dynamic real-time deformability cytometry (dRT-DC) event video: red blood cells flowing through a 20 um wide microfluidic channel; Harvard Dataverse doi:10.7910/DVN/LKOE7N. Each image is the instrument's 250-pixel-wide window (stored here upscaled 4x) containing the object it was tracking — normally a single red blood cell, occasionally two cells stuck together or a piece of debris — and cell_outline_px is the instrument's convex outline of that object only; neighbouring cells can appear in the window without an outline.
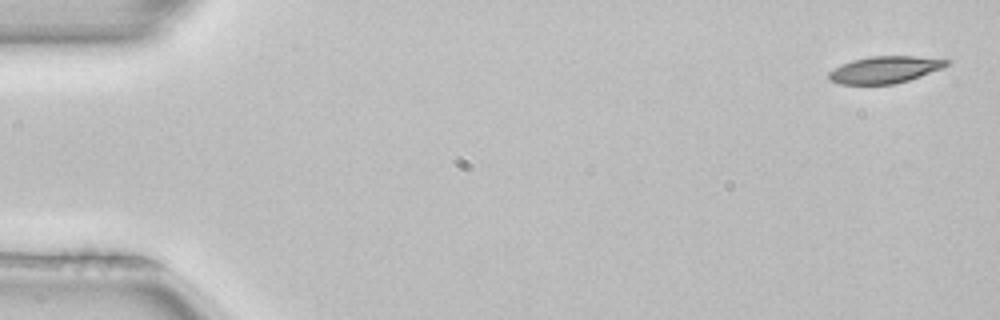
{"species": "common noctule bat (a hibernating species)", "species_latin": "Nyctalus noctula", "temperature_condition": "room temperature", "stored_images_in_passage": 4, "camera_frame_rate_fps": 3000, "um_per_image_px": 0.085, "animal": {"sex": "female", "body_mass_g": 22.7, "forearm_length_mm": 54.2}, "frame": {"image": 1, "passage_image": 1, "time_ms": 0.0, "image_size_px": [1000, 320], "cell_outline_px": [[952, 60], [948, 64], [940, 68], [920, 76], [896, 84], [840, 84], [828, 80], [828, 72], [840, 64], [852, 60], [872, 56], [916, 56]], "centroid_in_image_um": [75.16, 5.92], "position_along_channel_um": 9.8, "area_um2": 18.44}}
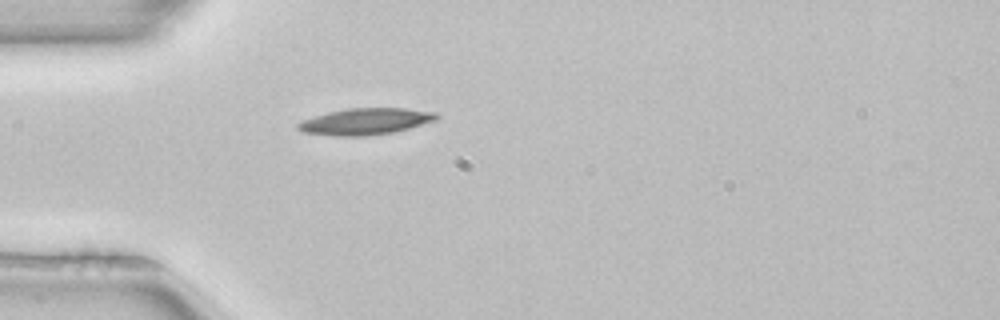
{"frame": {"image": 2, "passage_image": 4, "time_ms": 1.0, "image_size_px": [1000, 320], "cell_outline_px": [[440, 116], [436, 120], [396, 132], [368, 136], [332, 136], [304, 132], [296, 128], [296, 124], [304, 120], [328, 112], [348, 108], [404, 108], [436, 112]], "centroid_in_image_um": [31.09, 10.33], "position_along_channel_um": 53.9, "area_um2": 21.44}}